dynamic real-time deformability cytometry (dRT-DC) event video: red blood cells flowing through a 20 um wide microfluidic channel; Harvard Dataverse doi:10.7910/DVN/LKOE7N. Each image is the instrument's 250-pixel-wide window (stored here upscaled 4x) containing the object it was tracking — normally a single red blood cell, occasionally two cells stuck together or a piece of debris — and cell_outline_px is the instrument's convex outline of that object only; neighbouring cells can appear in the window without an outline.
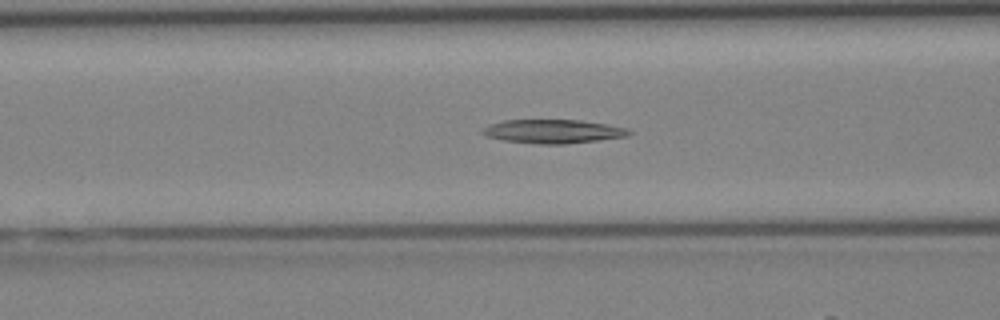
{"species": "Egyptian fruit bat (a non-hibernating species)", "species_latin": "Rousettus aegyptiacus", "temperature_condition": "cold", "stored_images_in_passage": 36, "segment_of_instrument_passage": [1, 2], "camera_frame_rate_fps": 3000, "um_per_image_px": 0.085, "animal": {"sex": "female"}, "frame": {"image": 1, "passage_image": 11, "time_ms": 3.333, "image_size_px": [1000, 320], "cell_outline_px": [[632, 132], [628, 136], [564, 144], [540, 144], [504, 140], [488, 136], [480, 132], [488, 124], [504, 120], [580, 120], [608, 124], [628, 128]], "centroid_in_image_um": [47.03, 11.16], "position_along_channel_um": 119.6, "area_um2": 20.17}}
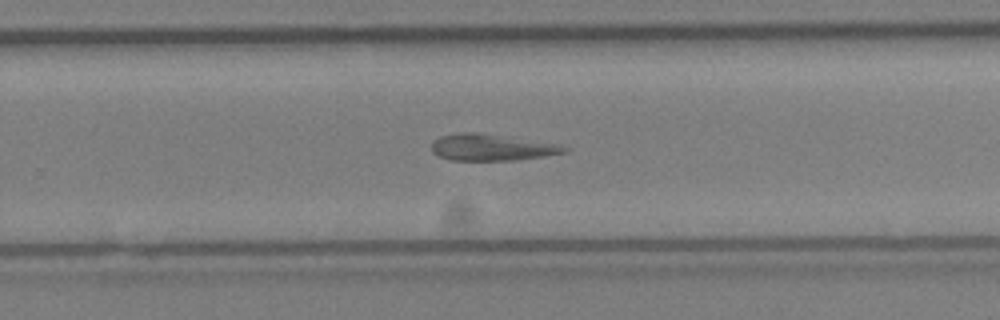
{"frame": {"image": 2, "passage_image": 21, "time_ms": 6.667, "image_size_px": [1000, 320], "cell_outline_px": [[568, 148], [564, 152], [544, 156], [512, 160], [452, 160], [440, 156], [432, 152], [432, 140], [440, 136], [460, 132], [476, 132], [552, 144]], "centroid_in_image_um": [41.65, 12.53], "position_along_channel_um": 288.1, "area_um2": 19.83}}
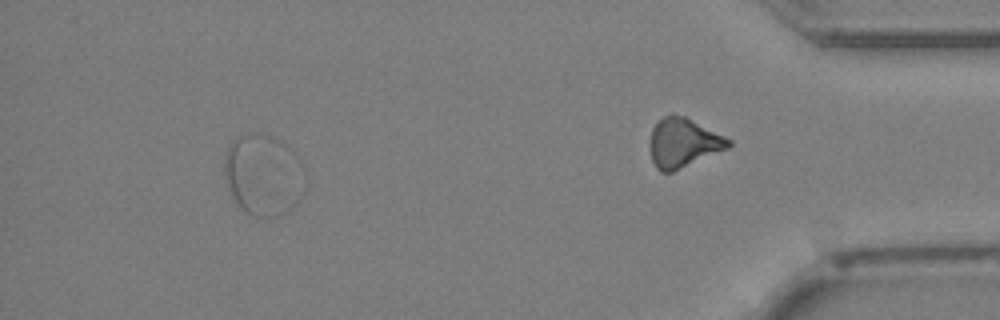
{"frame": {"image": 3, "passage_image": 32, "time_ms": 10.333, "image_size_px": [1000, 320], "cell_outline_px": [[304, 168], [268, 216], [256, 216], [248, 212], [236, 200], [228, 184], [224, 172], [224, 160], [228, 144], [232, 140], [240, 136], [256, 132], [276, 136], [288, 144], [304, 164]], "centroid_in_image_um": [22.14, 14.54], "position_along_channel_um": 413.1, "area_um2": 33.87}}